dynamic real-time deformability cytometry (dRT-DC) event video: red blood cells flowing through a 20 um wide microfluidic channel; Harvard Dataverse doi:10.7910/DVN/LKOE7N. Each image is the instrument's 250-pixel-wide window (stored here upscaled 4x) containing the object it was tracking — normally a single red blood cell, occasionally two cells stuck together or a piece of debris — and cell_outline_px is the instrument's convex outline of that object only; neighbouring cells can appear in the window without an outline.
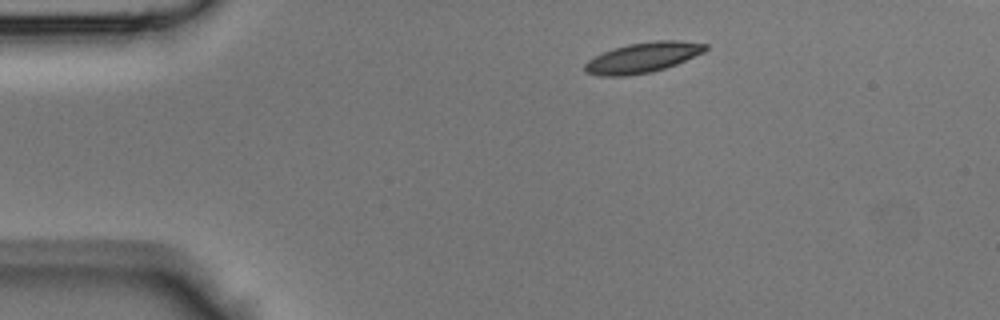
{"species": "Egyptian fruit bat (a non-hibernating species)", "species_latin": "Rousettus aegyptiacus", "temperature_condition": "room temperature", "stored_images_in_passage": 37, "camera_frame_rate_fps": 3000, "um_per_image_px": 0.085, "animal": {"sex": "male"}, "frame": {"image": 1, "passage_image": 1, "time_ms": 0.0, "image_size_px": [1000, 320], "cell_outline_px": [[708, 48], [704, 52], [676, 64], [652, 72], [628, 76], [600, 76], [588, 72], [584, 68], [584, 64], [588, 60], [612, 48], [628, 44], [656, 40], [680, 40], [708, 44]], "centroid_in_image_um": [54.66, 4.88], "position_along_channel_um": 30.3, "area_um2": 21.21}}
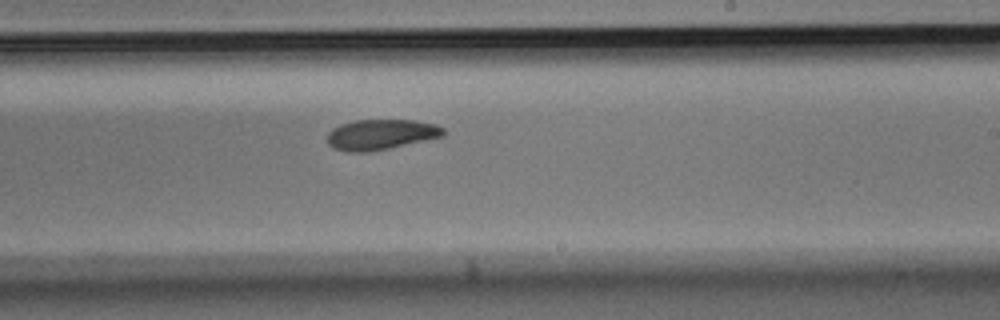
{"frame": {"image": 2, "passage_image": 19, "time_ms": 6.0, "image_size_px": [1000, 320], "cell_outline_px": [[444, 136], [388, 148], [368, 152], [348, 152], [332, 148], [328, 144], [328, 132], [332, 128], [340, 124], [356, 120], [416, 120], [436, 124], [444, 128]], "centroid_in_image_um": [32.36, 11.43], "position_along_channel_um": 256.6, "area_um2": 20.58}}
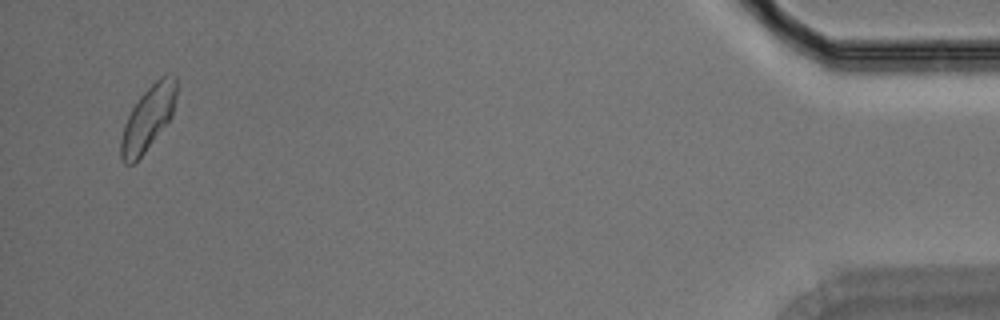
{"frame": {"image": 3, "passage_image": 35, "time_ms": 11.333, "image_size_px": [1000, 320], "cell_outline_px": [[176, 96], [172, 112], [168, 120], [144, 152], [132, 164], [124, 164], [120, 156], [120, 140], [124, 124], [132, 108], [140, 96], [160, 76], [168, 72], [176, 76]], "centroid_in_image_um": [12.56, 10.01], "position_along_channel_um": 422.6, "area_um2": 20.35}}